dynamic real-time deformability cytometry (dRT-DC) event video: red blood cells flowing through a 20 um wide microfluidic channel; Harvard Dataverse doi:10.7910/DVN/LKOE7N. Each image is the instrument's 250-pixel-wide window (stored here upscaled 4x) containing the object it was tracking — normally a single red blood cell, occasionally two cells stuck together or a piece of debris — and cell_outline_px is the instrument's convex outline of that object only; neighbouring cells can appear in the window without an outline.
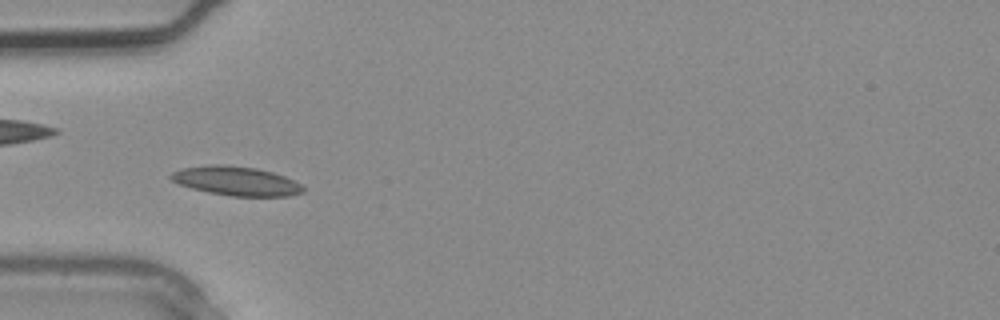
{"species": "common noctule bat (a hibernating species)", "species_latin": "Nyctalus noctula", "temperature_condition": "warm", "stored_images_in_passage": 2, "camera_frame_rate_fps": 3000, "um_per_image_px": 0.085, "animal": {"sex": "male", "body_mass_g": 20.4}, "frame": {"image": 1, "passage_image": 2, "time_ms": 0.333, "image_size_px": [1000, 320], "cell_outline_px": [[304, 192], [288, 196], [232, 196], [208, 192], [192, 188], [180, 184], [172, 180], [168, 176], [172, 172], [180, 168], [212, 164], [228, 164], [256, 168], [272, 172], [284, 176], [300, 184], [304, 188]], "centroid_in_image_um": [20.05, 15.37], "position_along_channel_um": 64.9, "area_um2": 22.43}}